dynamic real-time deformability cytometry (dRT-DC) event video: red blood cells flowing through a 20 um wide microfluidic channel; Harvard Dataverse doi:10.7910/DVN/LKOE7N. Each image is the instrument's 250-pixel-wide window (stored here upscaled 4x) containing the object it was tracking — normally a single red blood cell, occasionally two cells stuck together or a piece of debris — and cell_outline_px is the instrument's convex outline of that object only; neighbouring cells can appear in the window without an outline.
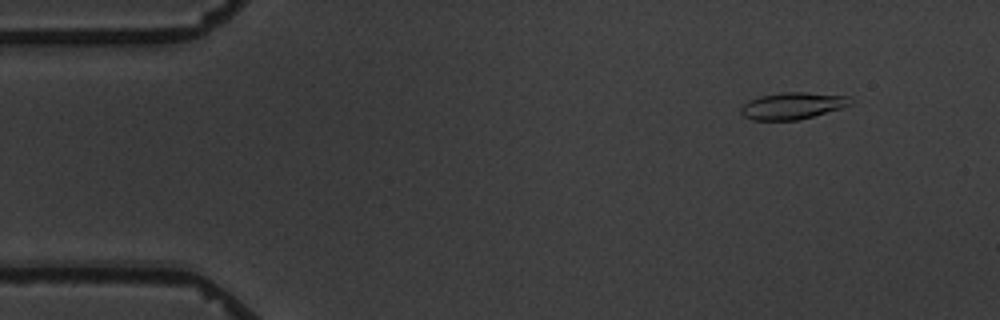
{"species": "common noctule bat (a hibernating species)", "species_latin": "Nyctalus noctula", "temperature_condition": "warm", "stored_images_in_passage": 4, "camera_frame_rate_fps": 3000, "um_per_image_px": 0.085, "animal": {"sex": "male", "body_mass_g": 19.5, "forearm_length_mm": 54.6}, "frame": {"image": 1, "passage_image": 2, "time_ms": 1.0, "image_size_px": [1000, 320], "cell_outline_px": [[852, 104], [840, 108], [812, 116], [796, 120], [752, 120], [744, 116], [740, 112], [740, 108], [748, 100], [760, 96], [784, 92], [804, 92], [848, 96], [852, 100]], "centroid_in_image_um": [67.33, 8.99], "position_along_channel_um": 17.7, "area_um2": 16.94}}